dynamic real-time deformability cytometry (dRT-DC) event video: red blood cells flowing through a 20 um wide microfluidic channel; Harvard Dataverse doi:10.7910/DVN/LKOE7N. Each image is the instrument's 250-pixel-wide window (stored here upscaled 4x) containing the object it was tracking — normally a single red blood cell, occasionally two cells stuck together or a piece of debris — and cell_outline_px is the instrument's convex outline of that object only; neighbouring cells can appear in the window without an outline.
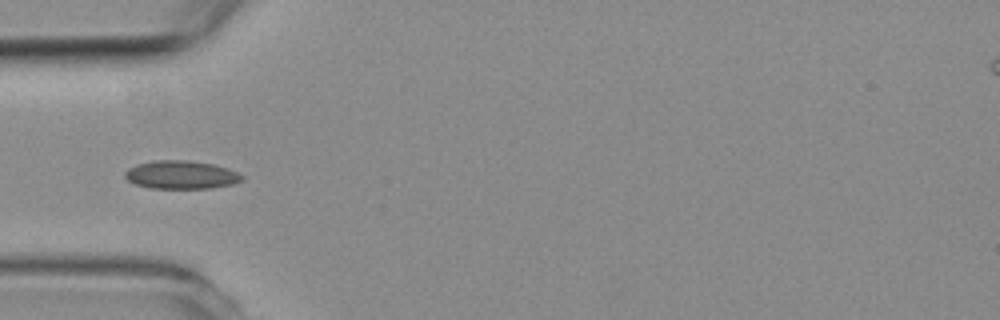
{"species": "common noctule bat (a hibernating species)", "species_latin": "Nyctalus noctula", "temperature_condition": "room temperature", "stored_images_in_passage": 6, "camera_frame_rate_fps": 3000, "um_per_image_px": 0.085, "animal": {"sex": "female", "body_mass_g": 19.3, "forearm_length_mm": 54.1}, "frame": {"image": 1, "passage_image": 4, "time_ms": 5.0, "image_size_px": [1000, 320], "cell_outline_px": [[244, 180], [232, 184], [212, 188], [148, 188], [136, 184], [128, 180], [124, 176], [124, 172], [128, 168], [136, 164], [152, 160], [188, 160], [212, 164], [228, 168], [244, 176]], "centroid_in_image_um": [15.38, 14.85], "position_along_channel_um": 69.6, "area_um2": 19.36}}
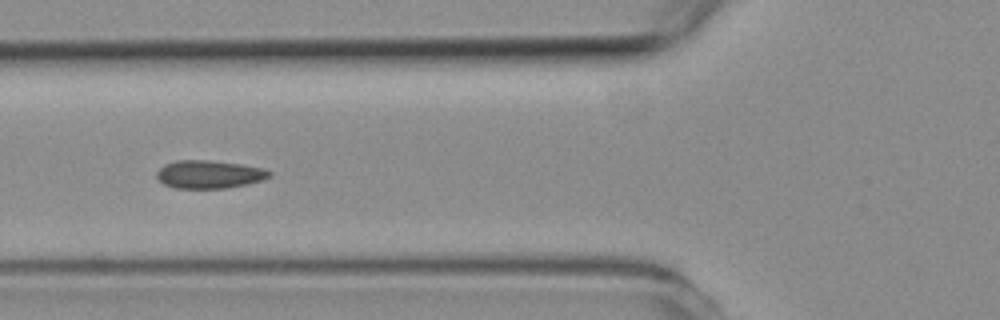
{"frame": {"image": 2, "passage_image": 5, "time_ms": 6.0, "image_size_px": [1000, 320], "cell_outline_px": [[272, 176], [264, 180], [248, 184], [224, 188], [176, 188], [164, 184], [156, 176], [156, 172], [164, 164], [176, 160], [208, 160], [244, 164], [264, 168], [272, 172]], "centroid_in_image_um": [17.82, 14.81], "position_along_channel_um": 108.0, "area_um2": 18.61}}
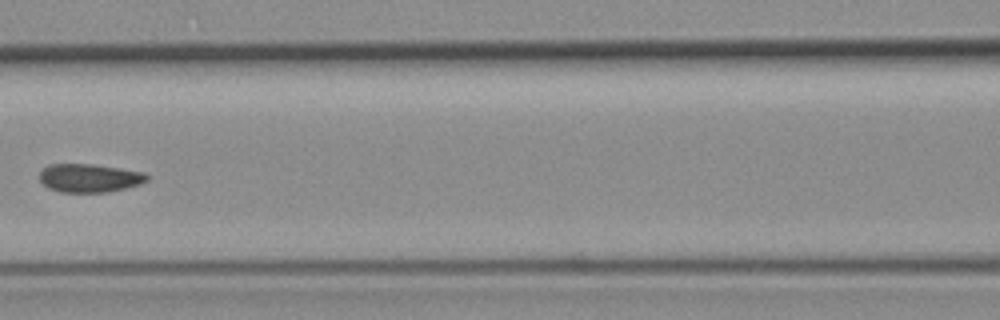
{"frame": {"image": 3, "passage_image": 6, "time_ms": 7.333, "image_size_px": [1000, 320], "cell_outline_px": [[148, 180], [140, 184], [108, 192], [60, 192], [48, 188], [40, 180], [40, 172], [48, 164], [92, 164], [120, 168], [144, 172], [148, 176]], "centroid_in_image_um": [7.6, 15.13], "position_along_channel_um": 159.0, "area_um2": 17.74}}